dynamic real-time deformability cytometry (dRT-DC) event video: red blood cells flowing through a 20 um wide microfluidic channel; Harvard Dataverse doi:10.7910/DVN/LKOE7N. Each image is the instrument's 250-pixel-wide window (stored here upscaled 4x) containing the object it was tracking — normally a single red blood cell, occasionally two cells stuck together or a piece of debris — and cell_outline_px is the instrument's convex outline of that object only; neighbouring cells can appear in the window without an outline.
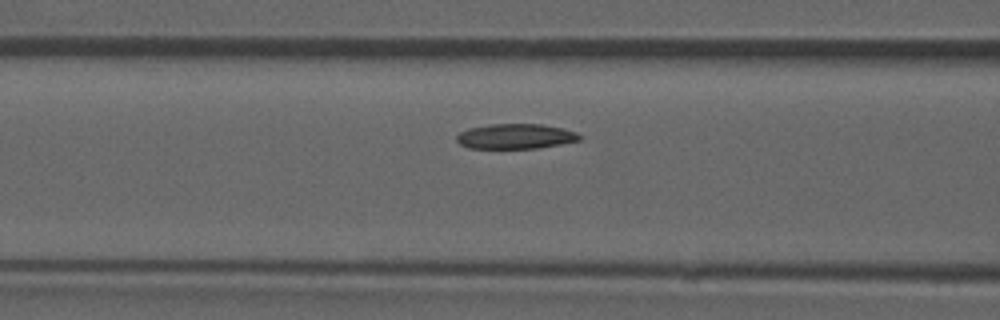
{"species": "common noctule bat (a hibernating species)", "species_latin": "Nyctalus noctula", "temperature_condition": "room temperature", "stored_images_in_passage": 44, "camera_frame_rate_fps": 3000, "um_per_image_px": 0.085, "animal": {"sex": "male", "forearm_length_mm": 52.5}, "frame": {"image": 1, "passage_image": 13, "time_ms": 4.0, "image_size_px": [1000, 320], "cell_outline_px": [[584, 136], [580, 140], [560, 144], [536, 148], [468, 148], [460, 144], [456, 140], [456, 136], [460, 132], [468, 128], [492, 124], [540, 124], [564, 128], [576, 132]], "centroid_in_image_um": [43.84, 11.58], "position_along_channel_um": 122.8, "area_um2": 17.98}, "authors_computed_cell_mechanics": {"area_um2": 18.4382, "velocity_mm_per_s": 3.8637, "shape_relaxation_time_tau1_ms": null, "shape_relaxation_time_tau2_ms": 5.323, "deformation_change_tau1": null, "deformation_change_tau2": 0.112}}